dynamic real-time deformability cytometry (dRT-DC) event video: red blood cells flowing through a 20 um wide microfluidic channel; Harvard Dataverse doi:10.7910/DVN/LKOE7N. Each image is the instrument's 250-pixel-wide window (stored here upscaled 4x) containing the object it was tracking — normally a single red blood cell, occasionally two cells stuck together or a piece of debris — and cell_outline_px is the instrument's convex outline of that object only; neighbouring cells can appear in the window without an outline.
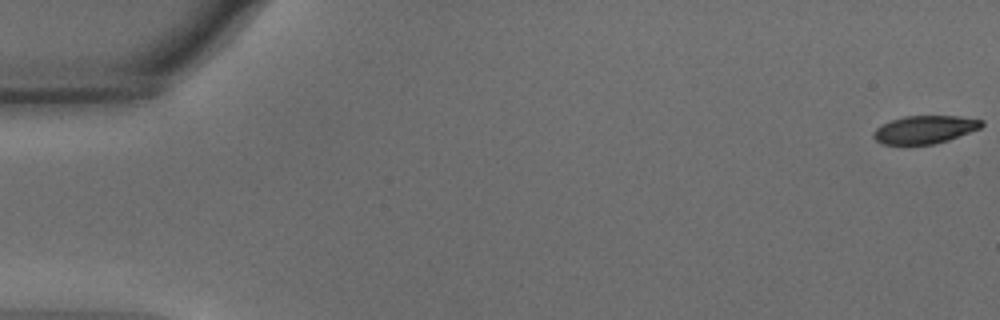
{"species": "common noctule bat (a hibernating species)", "species_latin": "Nyctalus noctula", "temperature_condition": "warm", "stored_images_in_passage": 55, "camera_frame_rate_fps": 3000, "um_per_image_px": 0.085, "animal": {"sex": "male", "body_mass_g": 15.6}, "frame": {"image": 1, "passage_image": 1, "time_ms": 0.0, "image_size_px": [1000, 320], "cell_outline_px": [[984, 124], [980, 128], [948, 140], [932, 144], [880, 144], [872, 136], [872, 132], [876, 128], [892, 120], [904, 116], [960, 116], [984, 120]], "centroid_in_image_um": [78.6, 11.01], "position_along_channel_um": 6.4, "area_um2": 17.51}}
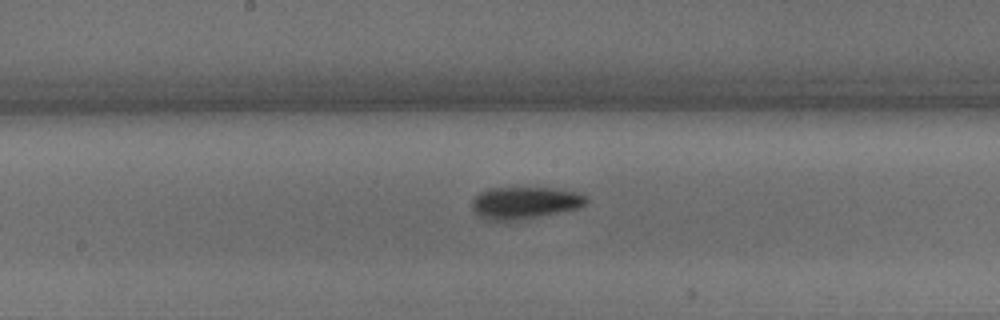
{"frame": {"image": 2, "passage_image": 29, "time_ms": 9.333, "image_size_px": [1000, 320], "cell_outline_px": [[588, 200], [584, 204], [576, 208], [540, 216], [516, 220], [492, 220], [480, 216], [472, 208], [472, 200], [480, 192], [488, 188], [556, 188], [580, 192]], "centroid_in_image_um": [44.6, 17.22], "position_along_channel_um": 203.6, "area_um2": 21.04}}
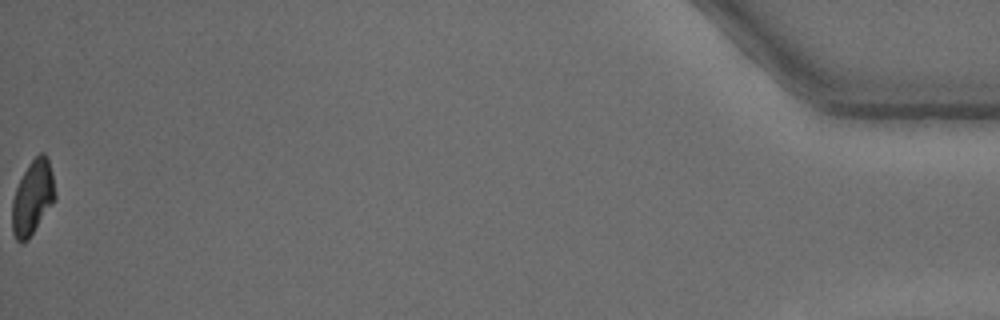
{"frame": {"image": 3, "passage_image": 55, "time_ms": 18.0, "image_size_px": [1000, 320], "cell_outline_px": [[56, 200], [28, 240], [20, 244], [16, 240], [12, 232], [12, 200], [16, 188], [28, 164], [40, 152], [44, 152], [48, 156], [52, 172], [56, 196]], "centroid_in_image_um": [2.78, 16.81], "position_along_channel_um": 432.4, "area_um2": 18.84}, "authors_computed_cell_mechanics": {"area_um2": 19.941, "velocity_mm_per_s": 3.7682, "shape_relaxation_time_tau1_ms": 4.5145, "shape_relaxation_time_tau2_ms": null, "deformation_change_tau1": 0.1431, "deformation_change_tau2": null}}